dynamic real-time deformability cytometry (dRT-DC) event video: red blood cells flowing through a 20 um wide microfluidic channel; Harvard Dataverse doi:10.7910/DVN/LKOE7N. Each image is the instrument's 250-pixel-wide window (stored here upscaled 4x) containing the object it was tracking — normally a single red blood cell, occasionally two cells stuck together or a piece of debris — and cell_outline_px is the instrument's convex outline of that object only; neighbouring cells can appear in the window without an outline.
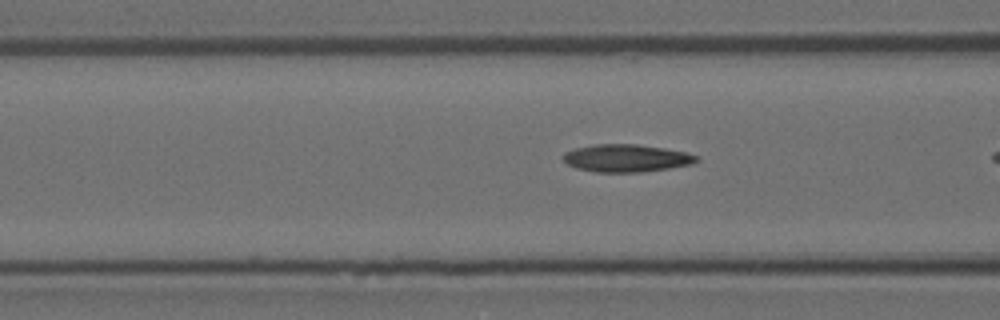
{"species": "Egyptian fruit bat (a non-hibernating species)", "species_latin": "Rousettus aegyptiacus", "temperature_condition": "room temperature", "stored_images_in_passage": 8, "camera_frame_rate_fps": 3000, "um_per_image_px": 0.085, "animal": {"sex": "female"}, "frame": {"image": 1, "passage_image": 6, "time_ms": 1.667, "image_size_px": [1000, 320], "cell_outline_px": [[700, 160], [692, 164], [668, 168], [640, 172], [596, 172], [576, 168], [568, 164], [560, 156], [564, 152], [576, 148], [596, 144], [636, 144], [664, 148], [684, 152], [696, 156]], "centroid_in_image_um": [53.2, 13.44], "position_along_channel_um": 113.4, "area_um2": 21.33}}